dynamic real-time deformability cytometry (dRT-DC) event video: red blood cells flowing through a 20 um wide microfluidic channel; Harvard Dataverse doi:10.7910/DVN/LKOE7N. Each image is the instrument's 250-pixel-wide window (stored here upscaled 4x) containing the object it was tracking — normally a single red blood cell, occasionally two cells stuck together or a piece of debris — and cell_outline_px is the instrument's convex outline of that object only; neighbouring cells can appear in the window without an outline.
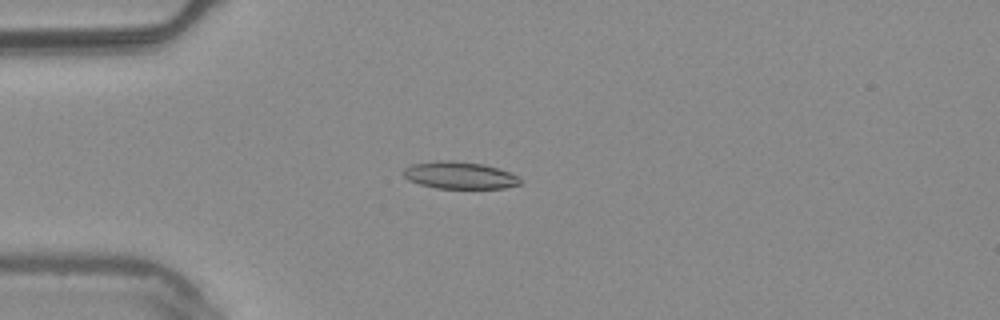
{"species": "common noctule bat (a hibernating species)", "species_latin": "Nyctalus noctula", "temperature_condition": "warm", "stored_images_in_passage": 4, "camera_frame_rate_fps": 3000, "um_per_image_px": 0.085, "animal": {"sex": "male", "body_mass_g": 20.4}, "frame": {"image": 1, "passage_image": 4, "time_ms": 1.0, "image_size_px": [1000, 320], "cell_outline_px": [[520, 184], [504, 188], [436, 188], [420, 184], [408, 180], [400, 172], [404, 168], [412, 164], [436, 160], [452, 160], [484, 164], [508, 172], [516, 176], [520, 180]], "centroid_in_image_um": [38.99, 14.89], "position_along_channel_um": 46.0, "area_um2": 18.44}}